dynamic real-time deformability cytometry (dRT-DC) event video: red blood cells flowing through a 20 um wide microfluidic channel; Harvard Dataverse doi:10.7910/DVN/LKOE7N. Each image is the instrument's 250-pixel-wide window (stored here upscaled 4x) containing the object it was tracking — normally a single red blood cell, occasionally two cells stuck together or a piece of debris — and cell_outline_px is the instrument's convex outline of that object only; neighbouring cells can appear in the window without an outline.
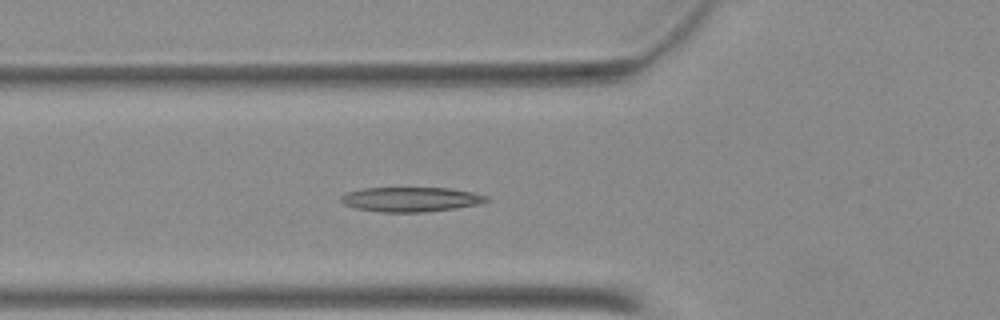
{"species": "Egyptian fruit bat (a non-hibernating species)", "species_latin": "Rousettus aegyptiacus", "temperature_condition": "warm", "stored_images_in_passage": 48, "camera_frame_rate_fps": 3000, "um_per_image_px": 0.085, "animal": {"sex": "female"}, "frame": {"image": 1, "passage_image": 17, "time_ms": 5.333, "image_size_px": [1000, 320], "cell_outline_px": [[492, 200], [484, 204], [456, 208], [424, 212], [380, 212], [356, 208], [344, 204], [340, 200], [340, 196], [348, 192], [364, 188], [448, 188], [472, 192], [488, 196]], "centroid_in_image_um": [34.99, 16.95], "position_along_channel_um": 90.8, "area_um2": 21.04}}
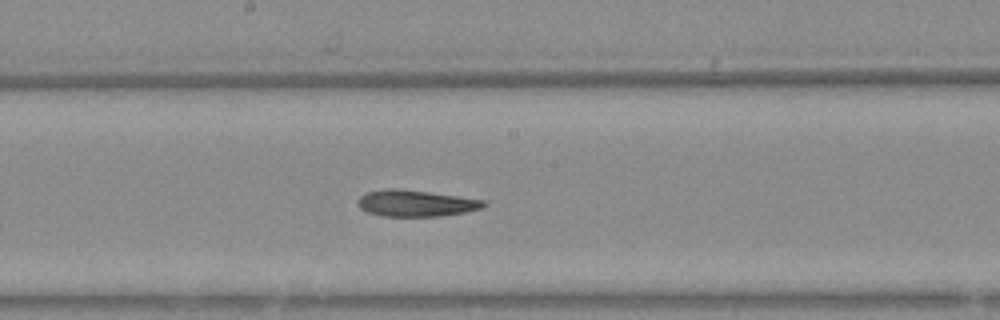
{"frame": {"image": 2, "passage_image": 26, "time_ms": 8.333, "image_size_px": [1000, 320], "cell_outline_px": [[484, 204], [480, 208], [464, 212], [440, 216], [384, 216], [368, 212], [360, 208], [356, 200], [360, 196], [368, 192], [388, 188], [396, 188], [428, 192], [484, 200]], "centroid_in_image_um": [35.28, 17.27], "position_along_channel_um": 212.9, "area_um2": 19.02}}
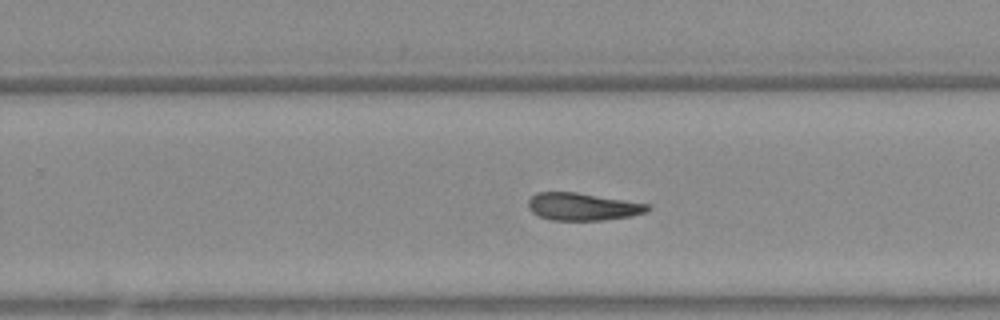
{"frame": {"image": 3, "passage_image": 31, "time_ms": 10.0, "image_size_px": [1000, 320], "cell_outline_px": [[648, 208], [644, 212], [632, 216], [604, 220], [552, 220], [540, 216], [532, 212], [528, 208], [528, 200], [536, 192], [576, 192], [648, 204]], "centroid_in_image_um": [49.47, 17.56], "position_along_channel_um": 280.3, "area_um2": 18.9}}